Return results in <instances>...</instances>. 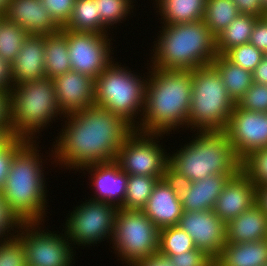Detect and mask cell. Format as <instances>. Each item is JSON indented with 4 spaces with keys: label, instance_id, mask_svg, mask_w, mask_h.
Wrapping results in <instances>:
<instances>
[{
    "label": "cell",
    "instance_id": "cell-25",
    "mask_svg": "<svg viewBox=\"0 0 267 266\" xmlns=\"http://www.w3.org/2000/svg\"><path fill=\"white\" fill-rule=\"evenodd\" d=\"M160 24L191 23L203 20L206 0H153Z\"/></svg>",
    "mask_w": 267,
    "mask_h": 266
},
{
    "label": "cell",
    "instance_id": "cell-10",
    "mask_svg": "<svg viewBox=\"0 0 267 266\" xmlns=\"http://www.w3.org/2000/svg\"><path fill=\"white\" fill-rule=\"evenodd\" d=\"M67 214L65 224L62 225L72 246H96L110 240L114 233L115 217L118 207L105 202L88 199Z\"/></svg>",
    "mask_w": 267,
    "mask_h": 266
},
{
    "label": "cell",
    "instance_id": "cell-44",
    "mask_svg": "<svg viewBox=\"0 0 267 266\" xmlns=\"http://www.w3.org/2000/svg\"><path fill=\"white\" fill-rule=\"evenodd\" d=\"M240 14L252 15L257 18L266 17L267 11L260 0H232Z\"/></svg>",
    "mask_w": 267,
    "mask_h": 266
},
{
    "label": "cell",
    "instance_id": "cell-45",
    "mask_svg": "<svg viewBox=\"0 0 267 266\" xmlns=\"http://www.w3.org/2000/svg\"><path fill=\"white\" fill-rule=\"evenodd\" d=\"M0 127H11L10 91L0 90Z\"/></svg>",
    "mask_w": 267,
    "mask_h": 266
},
{
    "label": "cell",
    "instance_id": "cell-5",
    "mask_svg": "<svg viewBox=\"0 0 267 266\" xmlns=\"http://www.w3.org/2000/svg\"><path fill=\"white\" fill-rule=\"evenodd\" d=\"M156 35L150 65L163 70H194L211 65L216 38L203 20L191 23L163 24ZM160 33V34H159Z\"/></svg>",
    "mask_w": 267,
    "mask_h": 266
},
{
    "label": "cell",
    "instance_id": "cell-31",
    "mask_svg": "<svg viewBox=\"0 0 267 266\" xmlns=\"http://www.w3.org/2000/svg\"><path fill=\"white\" fill-rule=\"evenodd\" d=\"M159 180L145 175H128L126 196L120 208L142 210Z\"/></svg>",
    "mask_w": 267,
    "mask_h": 266
},
{
    "label": "cell",
    "instance_id": "cell-21",
    "mask_svg": "<svg viewBox=\"0 0 267 266\" xmlns=\"http://www.w3.org/2000/svg\"><path fill=\"white\" fill-rule=\"evenodd\" d=\"M45 35H29L11 63L13 85L45 78Z\"/></svg>",
    "mask_w": 267,
    "mask_h": 266
},
{
    "label": "cell",
    "instance_id": "cell-22",
    "mask_svg": "<svg viewBox=\"0 0 267 266\" xmlns=\"http://www.w3.org/2000/svg\"><path fill=\"white\" fill-rule=\"evenodd\" d=\"M234 175H211L202 180L179 184L183 211L213 210L216 200L230 177Z\"/></svg>",
    "mask_w": 267,
    "mask_h": 266
},
{
    "label": "cell",
    "instance_id": "cell-4",
    "mask_svg": "<svg viewBox=\"0 0 267 266\" xmlns=\"http://www.w3.org/2000/svg\"><path fill=\"white\" fill-rule=\"evenodd\" d=\"M196 132L189 143L169 153L168 175L173 180L181 184L240 170L241 161L224 131Z\"/></svg>",
    "mask_w": 267,
    "mask_h": 266
},
{
    "label": "cell",
    "instance_id": "cell-15",
    "mask_svg": "<svg viewBox=\"0 0 267 266\" xmlns=\"http://www.w3.org/2000/svg\"><path fill=\"white\" fill-rule=\"evenodd\" d=\"M177 226L192 238L197 249L213 259L227 243L226 223L213 210L183 211Z\"/></svg>",
    "mask_w": 267,
    "mask_h": 266
},
{
    "label": "cell",
    "instance_id": "cell-35",
    "mask_svg": "<svg viewBox=\"0 0 267 266\" xmlns=\"http://www.w3.org/2000/svg\"><path fill=\"white\" fill-rule=\"evenodd\" d=\"M240 163V170L255 187L267 186V147L250 152Z\"/></svg>",
    "mask_w": 267,
    "mask_h": 266
},
{
    "label": "cell",
    "instance_id": "cell-23",
    "mask_svg": "<svg viewBox=\"0 0 267 266\" xmlns=\"http://www.w3.org/2000/svg\"><path fill=\"white\" fill-rule=\"evenodd\" d=\"M227 243H246L267 239V215L255 203L226 224Z\"/></svg>",
    "mask_w": 267,
    "mask_h": 266
},
{
    "label": "cell",
    "instance_id": "cell-16",
    "mask_svg": "<svg viewBox=\"0 0 267 266\" xmlns=\"http://www.w3.org/2000/svg\"><path fill=\"white\" fill-rule=\"evenodd\" d=\"M87 171L90 187L94 191L93 201L110 203L118 208L123 205L126 196L128 174L124 172L119 164L114 160L84 166L79 170Z\"/></svg>",
    "mask_w": 267,
    "mask_h": 266
},
{
    "label": "cell",
    "instance_id": "cell-28",
    "mask_svg": "<svg viewBox=\"0 0 267 266\" xmlns=\"http://www.w3.org/2000/svg\"><path fill=\"white\" fill-rule=\"evenodd\" d=\"M63 28L74 32L110 33L98 14L96 0H76L71 18Z\"/></svg>",
    "mask_w": 267,
    "mask_h": 266
},
{
    "label": "cell",
    "instance_id": "cell-9",
    "mask_svg": "<svg viewBox=\"0 0 267 266\" xmlns=\"http://www.w3.org/2000/svg\"><path fill=\"white\" fill-rule=\"evenodd\" d=\"M159 231L143 210L119 208L111 241L117 261L134 266L158 254Z\"/></svg>",
    "mask_w": 267,
    "mask_h": 266
},
{
    "label": "cell",
    "instance_id": "cell-41",
    "mask_svg": "<svg viewBox=\"0 0 267 266\" xmlns=\"http://www.w3.org/2000/svg\"><path fill=\"white\" fill-rule=\"evenodd\" d=\"M26 141L25 138L13 136L0 148V193L9 172L13 155Z\"/></svg>",
    "mask_w": 267,
    "mask_h": 266
},
{
    "label": "cell",
    "instance_id": "cell-50",
    "mask_svg": "<svg viewBox=\"0 0 267 266\" xmlns=\"http://www.w3.org/2000/svg\"><path fill=\"white\" fill-rule=\"evenodd\" d=\"M12 137L13 133L11 127H0V148L3 147Z\"/></svg>",
    "mask_w": 267,
    "mask_h": 266
},
{
    "label": "cell",
    "instance_id": "cell-51",
    "mask_svg": "<svg viewBox=\"0 0 267 266\" xmlns=\"http://www.w3.org/2000/svg\"><path fill=\"white\" fill-rule=\"evenodd\" d=\"M10 0H0V15H4Z\"/></svg>",
    "mask_w": 267,
    "mask_h": 266
},
{
    "label": "cell",
    "instance_id": "cell-47",
    "mask_svg": "<svg viewBox=\"0 0 267 266\" xmlns=\"http://www.w3.org/2000/svg\"><path fill=\"white\" fill-rule=\"evenodd\" d=\"M253 82L267 85V56L265 55L260 64L252 71Z\"/></svg>",
    "mask_w": 267,
    "mask_h": 266
},
{
    "label": "cell",
    "instance_id": "cell-24",
    "mask_svg": "<svg viewBox=\"0 0 267 266\" xmlns=\"http://www.w3.org/2000/svg\"><path fill=\"white\" fill-rule=\"evenodd\" d=\"M214 266H267V239L226 243L214 259Z\"/></svg>",
    "mask_w": 267,
    "mask_h": 266
},
{
    "label": "cell",
    "instance_id": "cell-20",
    "mask_svg": "<svg viewBox=\"0 0 267 266\" xmlns=\"http://www.w3.org/2000/svg\"><path fill=\"white\" fill-rule=\"evenodd\" d=\"M3 16L30 35H48L61 30L41 0H10Z\"/></svg>",
    "mask_w": 267,
    "mask_h": 266
},
{
    "label": "cell",
    "instance_id": "cell-46",
    "mask_svg": "<svg viewBox=\"0 0 267 266\" xmlns=\"http://www.w3.org/2000/svg\"><path fill=\"white\" fill-rule=\"evenodd\" d=\"M13 87L11 64L0 58V90L10 91Z\"/></svg>",
    "mask_w": 267,
    "mask_h": 266
},
{
    "label": "cell",
    "instance_id": "cell-34",
    "mask_svg": "<svg viewBox=\"0 0 267 266\" xmlns=\"http://www.w3.org/2000/svg\"><path fill=\"white\" fill-rule=\"evenodd\" d=\"M134 1L136 0H96L98 14L101 16L103 25L111 31L112 25L113 29L114 24L125 21L133 13Z\"/></svg>",
    "mask_w": 267,
    "mask_h": 266
},
{
    "label": "cell",
    "instance_id": "cell-13",
    "mask_svg": "<svg viewBox=\"0 0 267 266\" xmlns=\"http://www.w3.org/2000/svg\"><path fill=\"white\" fill-rule=\"evenodd\" d=\"M109 35L66 29L72 70L96 79L114 60V39Z\"/></svg>",
    "mask_w": 267,
    "mask_h": 266
},
{
    "label": "cell",
    "instance_id": "cell-7",
    "mask_svg": "<svg viewBox=\"0 0 267 266\" xmlns=\"http://www.w3.org/2000/svg\"><path fill=\"white\" fill-rule=\"evenodd\" d=\"M121 64L114 59L94 80V105L122 117L136 129L144 109L148 72L142 76Z\"/></svg>",
    "mask_w": 267,
    "mask_h": 266
},
{
    "label": "cell",
    "instance_id": "cell-42",
    "mask_svg": "<svg viewBox=\"0 0 267 266\" xmlns=\"http://www.w3.org/2000/svg\"><path fill=\"white\" fill-rule=\"evenodd\" d=\"M21 223L22 222L9 209V206L6 204L0 193V240L14 236Z\"/></svg>",
    "mask_w": 267,
    "mask_h": 266
},
{
    "label": "cell",
    "instance_id": "cell-29",
    "mask_svg": "<svg viewBox=\"0 0 267 266\" xmlns=\"http://www.w3.org/2000/svg\"><path fill=\"white\" fill-rule=\"evenodd\" d=\"M259 18L239 14L224 30L216 37V52L224 55L232 47L247 44L256 21Z\"/></svg>",
    "mask_w": 267,
    "mask_h": 266
},
{
    "label": "cell",
    "instance_id": "cell-12",
    "mask_svg": "<svg viewBox=\"0 0 267 266\" xmlns=\"http://www.w3.org/2000/svg\"><path fill=\"white\" fill-rule=\"evenodd\" d=\"M44 224L45 222H22L16 232L25 247L27 266L75 265L76 251L66 232L63 233L62 229V233L58 234L48 228L46 230Z\"/></svg>",
    "mask_w": 267,
    "mask_h": 266
},
{
    "label": "cell",
    "instance_id": "cell-38",
    "mask_svg": "<svg viewBox=\"0 0 267 266\" xmlns=\"http://www.w3.org/2000/svg\"><path fill=\"white\" fill-rule=\"evenodd\" d=\"M237 105L242 109L267 113V85L253 82Z\"/></svg>",
    "mask_w": 267,
    "mask_h": 266
},
{
    "label": "cell",
    "instance_id": "cell-17",
    "mask_svg": "<svg viewBox=\"0 0 267 266\" xmlns=\"http://www.w3.org/2000/svg\"><path fill=\"white\" fill-rule=\"evenodd\" d=\"M142 210L159 229L178 225L183 214L179 183L169 175L160 179Z\"/></svg>",
    "mask_w": 267,
    "mask_h": 266
},
{
    "label": "cell",
    "instance_id": "cell-14",
    "mask_svg": "<svg viewBox=\"0 0 267 266\" xmlns=\"http://www.w3.org/2000/svg\"><path fill=\"white\" fill-rule=\"evenodd\" d=\"M223 131L241 161L250 152L267 147V113L242 109L236 104Z\"/></svg>",
    "mask_w": 267,
    "mask_h": 266
},
{
    "label": "cell",
    "instance_id": "cell-3",
    "mask_svg": "<svg viewBox=\"0 0 267 266\" xmlns=\"http://www.w3.org/2000/svg\"><path fill=\"white\" fill-rule=\"evenodd\" d=\"M36 142L27 140L14 153L1 190L4 201L21 222H45L48 214L49 191L43 166L46 160L42 159L43 153H39V142Z\"/></svg>",
    "mask_w": 267,
    "mask_h": 266
},
{
    "label": "cell",
    "instance_id": "cell-26",
    "mask_svg": "<svg viewBox=\"0 0 267 266\" xmlns=\"http://www.w3.org/2000/svg\"><path fill=\"white\" fill-rule=\"evenodd\" d=\"M211 65L218 71L229 97L237 104L253 84L252 72L233 64L224 55L219 54Z\"/></svg>",
    "mask_w": 267,
    "mask_h": 266
},
{
    "label": "cell",
    "instance_id": "cell-33",
    "mask_svg": "<svg viewBox=\"0 0 267 266\" xmlns=\"http://www.w3.org/2000/svg\"><path fill=\"white\" fill-rule=\"evenodd\" d=\"M192 238L179 226L160 229L158 254L161 256H174L189 250H194Z\"/></svg>",
    "mask_w": 267,
    "mask_h": 266
},
{
    "label": "cell",
    "instance_id": "cell-19",
    "mask_svg": "<svg viewBox=\"0 0 267 266\" xmlns=\"http://www.w3.org/2000/svg\"><path fill=\"white\" fill-rule=\"evenodd\" d=\"M256 187L250 179L239 170L230 177L216 200L214 213L228 223L251 208L256 203Z\"/></svg>",
    "mask_w": 267,
    "mask_h": 266
},
{
    "label": "cell",
    "instance_id": "cell-27",
    "mask_svg": "<svg viewBox=\"0 0 267 266\" xmlns=\"http://www.w3.org/2000/svg\"><path fill=\"white\" fill-rule=\"evenodd\" d=\"M45 77L54 79L72 70L66 29L45 35Z\"/></svg>",
    "mask_w": 267,
    "mask_h": 266
},
{
    "label": "cell",
    "instance_id": "cell-2",
    "mask_svg": "<svg viewBox=\"0 0 267 266\" xmlns=\"http://www.w3.org/2000/svg\"><path fill=\"white\" fill-rule=\"evenodd\" d=\"M148 71L144 109L136 130L168 136L180 128L187 129L192 96V70ZM185 126V127H184Z\"/></svg>",
    "mask_w": 267,
    "mask_h": 266
},
{
    "label": "cell",
    "instance_id": "cell-37",
    "mask_svg": "<svg viewBox=\"0 0 267 266\" xmlns=\"http://www.w3.org/2000/svg\"><path fill=\"white\" fill-rule=\"evenodd\" d=\"M0 266H27L25 247L16 234L0 240Z\"/></svg>",
    "mask_w": 267,
    "mask_h": 266
},
{
    "label": "cell",
    "instance_id": "cell-52",
    "mask_svg": "<svg viewBox=\"0 0 267 266\" xmlns=\"http://www.w3.org/2000/svg\"><path fill=\"white\" fill-rule=\"evenodd\" d=\"M263 8L267 11V0H260Z\"/></svg>",
    "mask_w": 267,
    "mask_h": 266
},
{
    "label": "cell",
    "instance_id": "cell-6",
    "mask_svg": "<svg viewBox=\"0 0 267 266\" xmlns=\"http://www.w3.org/2000/svg\"><path fill=\"white\" fill-rule=\"evenodd\" d=\"M64 114L58 106L51 78L13 85L10 90V123L13 136L37 140L41 133ZM58 116L60 118H58ZM56 118V119H55Z\"/></svg>",
    "mask_w": 267,
    "mask_h": 266
},
{
    "label": "cell",
    "instance_id": "cell-49",
    "mask_svg": "<svg viewBox=\"0 0 267 266\" xmlns=\"http://www.w3.org/2000/svg\"><path fill=\"white\" fill-rule=\"evenodd\" d=\"M256 204L267 215V186L256 187Z\"/></svg>",
    "mask_w": 267,
    "mask_h": 266
},
{
    "label": "cell",
    "instance_id": "cell-11",
    "mask_svg": "<svg viewBox=\"0 0 267 266\" xmlns=\"http://www.w3.org/2000/svg\"><path fill=\"white\" fill-rule=\"evenodd\" d=\"M162 138H164L162 134L145 133L134 129L121 145L115 161L128 175L164 179L168 176L169 153L163 147V143L160 144Z\"/></svg>",
    "mask_w": 267,
    "mask_h": 266
},
{
    "label": "cell",
    "instance_id": "cell-43",
    "mask_svg": "<svg viewBox=\"0 0 267 266\" xmlns=\"http://www.w3.org/2000/svg\"><path fill=\"white\" fill-rule=\"evenodd\" d=\"M249 43L267 55V17L256 21Z\"/></svg>",
    "mask_w": 267,
    "mask_h": 266
},
{
    "label": "cell",
    "instance_id": "cell-39",
    "mask_svg": "<svg viewBox=\"0 0 267 266\" xmlns=\"http://www.w3.org/2000/svg\"><path fill=\"white\" fill-rule=\"evenodd\" d=\"M164 257L169 260L172 266H214V259L197 248L182 254Z\"/></svg>",
    "mask_w": 267,
    "mask_h": 266
},
{
    "label": "cell",
    "instance_id": "cell-48",
    "mask_svg": "<svg viewBox=\"0 0 267 266\" xmlns=\"http://www.w3.org/2000/svg\"><path fill=\"white\" fill-rule=\"evenodd\" d=\"M134 266H172L169 260L159 254H155L148 259L136 263Z\"/></svg>",
    "mask_w": 267,
    "mask_h": 266
},
{
    "label": "cell",
    "instance_id": "cell-1",
    "mask_svg": "<svg viewBox=\"0 0 267 266\" xmlns=\"http://www.w3.org/2000/svg\"><path fill=\"white\" fill-rule=\"evenodd\" d=\"M64 118L63 128L47 157H54L48 159L52 165L75 173L87 165L114 161L126 137L134 130L122 117L97 105Z\"/></svg>",
    "mask_w": 267,
    "mask_h": 266
},
{
    "label": "cell",
    "instance_id": "cell-18",
    "mask_svg": "<svg viewBox=\"0 0 267 266\" xmlns=\"http://www.w3.org/2000/svg\"><path fill=\"white\" fill-rule=\"evenodd\" d=\"M94 80L73 70L53 79L58 106L64 115L94 105Z\"/></svg>",
    "mask_w": 267,
    "mask_h": 266
},
{
    "label": "cell",
    "instance_id": "cell-40",
    "mask_svg": "<svg viewBox=\"0 0 267 266\" xmlns=\"http://www.w3.org/2000/svg\"><path fill=\"white\" fill-rule=\"evenodd\" d=\"M76 0H41L54 21L62 28L71 18Z\"/></svg>",
    "mask_w": 267,
    "mask_h": 266
},
{
    "label": "cell",
    "instance_id": "cell-36",
    "mask_svg": "<svg viewBox=\"0 0 267 266\" xmlns=\"http://www.w3.org/2000/svg\"><path fill=\"white\" fill-rule=\"evenodd\" d=\"M224 56L233 64L249 71H253L265 56L250 43L238 45L229 49Z\"/></svg>",
    "mask_w": 267,
    "mask_h": 266
},
{
    "label": "cell",
    "instance_id": "cell-8",
    "mask_svg": "<svg viewBox=\"0 0 267 266\" xmlns=\"http://www.w3.org/2000/svg\"><path fill=\"white\" fill-rule=\"evenodd\" d=\"M235 105L218 71L212 65L192 70L188 129L223 131Z\"/></svg>",
    "mask_w": 267,
    "mask_h": 266
},
{
    "label": "cell",
    "instance_id": "cell-32",
    "mask_svg": "<svg viewBox=\"0 0 267 266\" xmlns=\"http://www.w3.org/2000/svg\"><path fill=\"white\" fill-rule=\"evenodd\" d=\"M30 34L3 15L0 18V58L10 64Z\"/></svg>",
    "mask_w": 267,
    "mask_h": 266
},
{
    "label": "cell",
    "instance_id": "cell-30",
    "mask_svg": "<svg viewBox=\"0 0 267 266\" xmlns=\"http://www.w3.org/2000/svg\"><path fill=\"white\" fill-rule=\"evenodd\" d=\"M239 14L232 0H206L203 21L216 38Z\"/></svg>",
    "mask_w": 267,
    "mask_h": 266
}]
</instances>
